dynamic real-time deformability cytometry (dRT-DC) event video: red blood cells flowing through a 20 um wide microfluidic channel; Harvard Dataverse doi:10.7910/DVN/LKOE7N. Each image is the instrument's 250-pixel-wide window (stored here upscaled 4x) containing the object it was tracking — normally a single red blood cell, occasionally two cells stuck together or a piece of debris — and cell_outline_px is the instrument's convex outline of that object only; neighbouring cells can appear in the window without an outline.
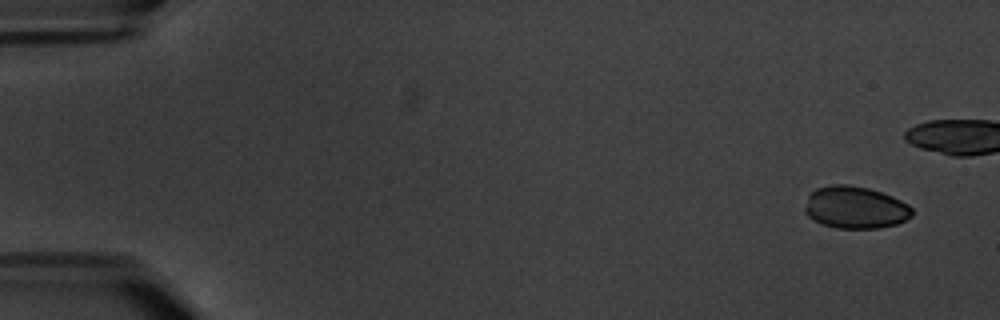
{"species": "common noctule bat (a hibernating species)", "species_latin": "Nyctalus noctula", "temperature_condition": "warm", "stored_images_in_passage": 6, "camera_frame_rate_fps": 3000, "um_per_image_px": 0.085, "animal": {"sex": "male", "body_mass_g": 20.1, "forearm_length_mm": 53.5}, "frame": {"image": 1, "passage_image": 1, "time_ms": 0.0, "image_size_px": [1000, 320], "cell_outline_px": [[912, 216], [896, 224], [880, 228], [836, 228], [824, 224], [808, 216], [804, 212], [804, 208], [808, 196], [816, 188], [832, 184], [848, 184], [868, 188], [892, 196], [908, 204], [912, 208]], "centroid_in_image_um": [72.69, 17.62], "position_along_channel_um": 12.3, "area_um2": 26.3}}
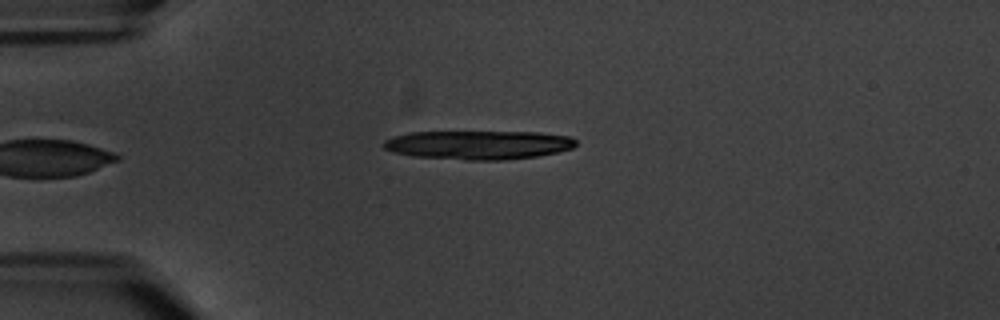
{"frame": {"image": 2, "passage_image": 6, "time_ms": 6.0, "image_size_px": [1000, 320], "cell_outline_px": [[576, 144], [572, 148], [556, 152], [536, 156], [504, 160], [468, 160], [412, 156], [392, 152], [384, 148], [384, 140], [392, 136], [408, 132], [540, 132], [568, 136], [576, 140]], "centroid_in_image_um": [40.63, 12.31], "position_along_channel_um": 44.4, "area_um2": 32.37}}